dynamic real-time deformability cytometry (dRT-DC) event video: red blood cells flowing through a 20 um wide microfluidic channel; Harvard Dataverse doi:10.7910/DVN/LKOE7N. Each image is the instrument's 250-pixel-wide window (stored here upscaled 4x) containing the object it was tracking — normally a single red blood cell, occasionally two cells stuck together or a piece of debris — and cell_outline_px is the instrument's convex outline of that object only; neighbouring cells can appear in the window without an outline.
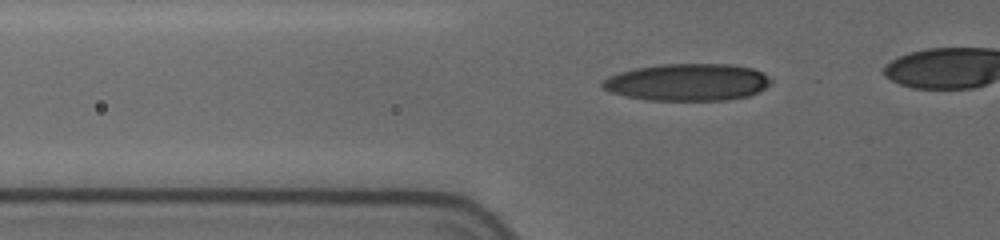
{"species": "human", "species_latin": "Homo sapiens", "temperature_condition": "cold", "stored_images_in_passage": 38, "camera_frame_rate_fps": 3000, "um_per_image_px": 0.085, "donor": {"sex": "female"}, "frame": {"image": 1, "passage_image": 3, "time_ms": 0.667, "image_size_px": [1000, 240], "cell_outline_px": [[772, 84], [748, 96], [728, 100], [648, 100], [624, 96], [612, 92], [604, 88], [600, 84], [600, 80], [608, 76], [620, 72], [636, 68], [664, 64], [728, 64], [752, 68], [768, 76], [772, 80]], "centroid_in_image_um": [58.42, 6.99], "position_along_channel_um": 67.4, "area_um2": 36.41}}
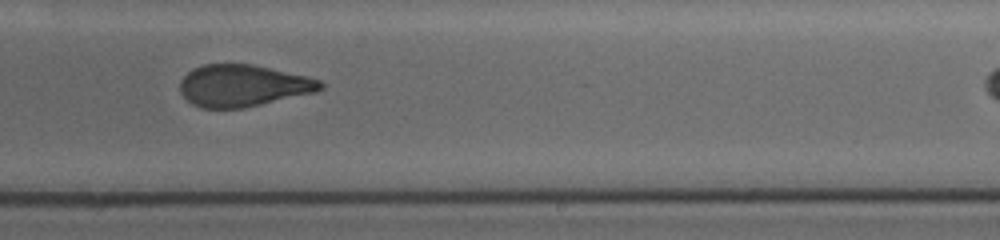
{"frame": {"image": 2, "passage_image": 20, "time_ms": 6.333, "image_size_px": [1000, 240], "cell_outline_px": [[324, 88], [316, 92], [244, 108], [200, 108], [192, 104], [180, 92], [180, 80], [192, 68], [204, 64], [252, 64], [308, 76], [320, 80], [324, 84]], "centroid_in_image_um": [20.66, 7.28], "position_along_channel_um": 268.3, "area_um2": 34.39}}
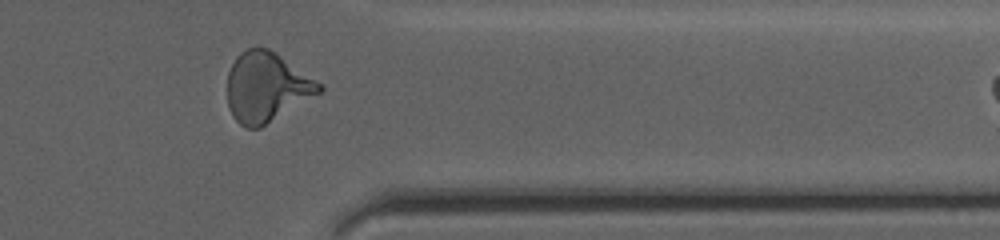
{"frame": {"image": 3, "passage_image": 34, "time_ms": 9.667, "image_size_px": [1000, 240], "cell_outline_px": [[324, 88], [320, 92], [260, 128], [248, 128], [240, 124], [232, 116], [228, 104], [228, 72], [236, 56], [240, 52], [256, 44], [268, 48], [276, 52], [324, 84]], "centroid_in_image_um": [22.65, 7.36], "position_along_channel_um": 388.7, "area_um2": 37.51}}